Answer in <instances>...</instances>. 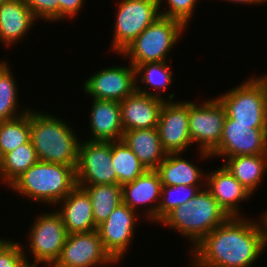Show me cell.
<instances>
[{
  "label": "cell",
  "mask_w": 267,
  "mask_h": 267,
  "mask_svg": "<svg viewBox=\"0 0 267 267\" xmlns=\"http://www.w3.org/2000/svg\"><path fill=\"white\" fill-rule=\"evenodd\" d=\"M76 167L38 161L8 188L24 199L55 208L77 185Z\"/></svg>",
  "instance_id": "3957f363"
},
{
  "label": "cell",
  "mask_w": 267,
  "mask_h": 267,
  "mask_svg": "<svg viewBox=\"0 0 267 267\" xmlns=\"http://www.w3.org/2000/svg\"><path fill=\"white\" fill-rule=\"evenodd\" d=\"M122 141L147 170H155L167 156L157 128L124 131Z\"/></svg>",
  "instance_id": "603a6c76"
},
{
  "label": "cell",
  "mask_w": 267,
  "mask_h": 267,
  "mask_svg": "<svg viewBox=\"0 0 267 267\" xmlns=\"http://www.w3.org/2000/svg\"><path fill=\"white\" fill-rule=\"evenodd\" d=\"M264 211H263V214L260 216V220H261L263 228H264V235H265L266 246H267V209Z\"/></svg>",
  "instance_id": "8d00e7d4"
},
{
  "label": "cell",
  "mask_w": 267,
  "mask_h": 267,
  "mask_svg": "<svg viewBox=\"0 0 267 267\" xmlns=\"http://www.w3.org/2000/svg\"><path fill=\"white\" fill-rule=\"evenodd\" d=\"M43 265L46 267H52V265L47 264V263H43ZM37 266H38V263H32L31 261L30 262L26 261L22 267H37Z\"/></svg>",
  "instance_id": "74e56055"
},
{
  "label": "cell",
  "mask_w": 267,
  "mask_h": 267,
  "mask_svg": "<svg viewBox=\"0 0 267 267\" xmlns=\"http://www.w3.org/2000/svg\"><path fill=\"white\" fill-rule=\"evenodd\" d=\"M187 27L179 20L160 16L137 36L120 55L134 67L147 62L172 61L169 53Z\"/></svg>",
  "instance_id": "5b68a950"
},
{
  "label": "cell",
  "mask_w": 267,
  "mask_h": 267,
  "mask_svg": "<svg viewBox=\"0 0 267 267\" xmlns=\"http://www.w3.org/2000/svg\"><path fill=\"white\" fill-rule=\"evenodd\" d=\"M30 140V110L17 118L0 122V159Z\"/></svg>",
  "instance_id": "f546056e"
},
{
  "label": "cell",
  "mask_w": 267,
  "mask_h": 267,
  "mask_svg": "<svg viewBox=\"0 0 267 267\" xmlns=\"http://www.w3.org/2000/svg\"><path fill=\"white\" fill-rule=\"evenodd\" d=\"M31 10L34 17L43 22L59 21V2L58 0H22Z\"/></svg>",
  "instance_id": "836d02e7"
},
{
  "label": "cell",
  "mask_w": 267,
  "mask_h": 267,
  "mask_svg": "<svg viewBox=\"0 0 267 267\" xmlns=\"http://www.w3.org/2000/svg\"><path fill=\"white\" fill-rule=\"evenodd\" d=\"M91 99L121 102L136 91L135 67L114 65L96 70L82 85Z\"/></svg>",
  "instance_id": "8fae6325"
},
{
  "label": "cell",
  "mask_w": 267,
  "mask_h": 267,
  "mask_svg": "<svg viewBox=\"0 0 267 267\" xmlns=\"http://www.w3.org/2000/svg\"><path fill=\"white\" fill-rule=\"evenodd\" d=\"M128 205L121 203L109 215L108 219L98 226L105 251L117 263L124 258L129 246H132L137 223L141 216ZM138 220V221H137Z\"/></svg>",
  "instance_id": "5bb4252c"
},
{
  "label": "cell",
  "mask_w": 267,
  "mask_h": 267,
  "mask_svg": "<svg viewBox=\"0 0 267 267\" xmlns=\"http://www.w3.org/2000/svg\"><path fill=\"white\" fill-rule=\"evenodd\" d=\"M117 263L105 251L98 230L68 234L52 267H106Z\"/></svg>",
  "instance_id": "4fadbf2b"
},
{
  "label": "cell",
  "mask_w": 267,
  "mask_h": 267,
  "mask_svg": "<svg viewBox=\"0 0 267 267\" xmlns=\"http://www.w3.org/2000/svg\"><path fill=\"white\" fill-rule=\"evenodd\" d=\"M111 161V142L81 140L76 167L77 185H118Z\"/></svg>",
  "instance_id": "30bf717a"
},
{
  "label": "cell",
  "mask_w": 267,
  "mask_h": 267,
  "mask_svg": "<svg viewBox=\"0 0 267 267\" xmlns=\"http://www.w3.org/2000/svg\"><path fill=\"white\" fill-rule=\"evenodd\" d=\"M220 1H228L230 3H234V4H244V5H251V6H254V5H263L265 3H267V0H220Z\"/></svg>",
  "instance_id": "d590c367"
},
{
  "label": "cell",
  "mask_w": 267,
  "mask_h": 267,
  "mask_svg": "<svg viewBox=\"0 0 267 267\" xmlns=\"http://www.w3.org/2000/svg\"><path fill=\"white\" fill-rule=\"evenodd\" d=\"M162 183L155 170H147L134 181L122 186L123 203L141 212L142 218L158 224V207Z\"/></svg>",
  "instance_id": "2e32d148"
},
{
  "label": "cell",
  "mask_w": 267,
  "mask_h": 267,
  "mask_svg": "<svg viewBox=\"0 0 267 267\" xmlns=\"http://www.w3.org/2000/svg\"><path fill=\"white\" fill-rule=\"evenodd\" d=\"M164 99L137 90L120 102L124 131L157 128Z\"/></svg>",
  "instance_id": "ac0fdd59"
},
{
  "label": "cell",
  "mask_w": 267,
  "mask_h": 267,
  "mask_svg": "<svg viewBox=\"0 0 267 267\" xmlns=\"http://www.w3.org/2000/svg\"><path fill=\"white\" fill-rule=\"evenodd\" d=\"M184 153H168L155 169L162 186H205L206 172L197 163L183 157Z\"/></svg>",
  "instance_id": "7402d4cb"
},
{
  "label": "cell",
  "mask_w": 267,
  "mask_h": 267,
  "mask_svg": "<svg viewBox=\"0 0 267 267\" xmlns=\"http://www.w3.org/2000/svg\"><path fill=\"white\" fill-rule=\"evenodd\" d=\"M157 129L167 154L184 153L191 149L189 100H165L161 107Z\"/></svg>",
  "instance_id": "9a60e30c"
},
{
  "label": "cell",
  "mask_w": 267,
  "mask_h": 267,
  "mask_svg": "<svg viewBox=\"0 0 267 267\" xmlns=\"http://www.w3.org/2000/svg\"><path fill=\"white\" fill-rule=\"evenodd\" d=\"M267 154V129L252 128V124L235 123L227 117L219 145L210 153L227 159L234 156Z\"/></svg>",
  "instance_id": "7c38bea8"
},
{
  "label": "cell",
  "mask_w": 267,
  "mask_h": 267,
  "mask_svg": "<svg viewBox=\"0 0 267 267\" xmlns=\"http://www.w3.org/2000/svg\"><path fill=\"white\" fill-rule=\"evenodd\" d=\"M39 21L22 0H9L0 6V43L6 48L21 43Z\"/></svg>",
  "instance_id": "44dd1931"
},
{
  "label": "cell",
  "mask_w": 267,
  "mask_h": 267,
  "mask_svg": "<svg viewBox=\"0 0 267 267\" xmlns=\"http://www.w3.org/2000/svg\"><path fill=\"white\" fill-rule=\"evenodd\" d=\"M49 211L41 212L34 219L27 234L29 247L22 244V248L30 251L29 254L34 259L32 263L53 266L61 255L68 233L61 215L54 208L52 212Z\"/></svg>",
  "instance_id": "9c48e42d"
},
{
  "label": "cell",
  "mask_w": 267,
  "mask_h": 267,
  "mask_svg": "<svg viewBox=\"0 0 267 267\" xmlns=\"http://www.w3.org/2000/svg\"><path fill=\"white\" fill-rule=\"evenodd\" d=\"M111 155V162L120 186L134 181L147 171L138 157L122 140L111 142Z\"/></svg>",
  "instance_id": "f1b7e54d"
},
{
  "label": "cell",
  "mask_w": 267,
  "mask_h": 267,
  "mask_svg": "<svg viewBox=\"0 0 267 267\" xmlns=\"http://www.w3.org/2000/svg\"><path fill=\"white\" fill-rule=\"evenodd\" d=\"M230 216L204 187L185 204L174 208L159 223L179 232L196 246L206 235L226 222Z\"/></svg>",
  "instance_id": "277c9868"
},
{
  "label": "cell",
  "mask_w": 267,
  "mask_h": 267,
  "mask_svg": "<svg viewBox=\"0 0 267 267\" xmlns=\"http://www.w3.org/2000/svg\"><path fill=\"white\" fill-rule=\"evenodd\" d=\"M58 2L60 21H65V19H74L77 15H79L78 12L82 11L81 9L86 3L85 0H58Z\"/></svg>",
  "instance_id": "e575fe53"
},
{
  "label": "cell",
  "mask_w": 267,
  "mask_h": 267,
  "mask_svg": "<svg viewBox=\"0 0 267 267\" xmlns=\"http://www.w3.org/2000/svg\"><path fill=\"white\" fill-rule=\"evenodd\" d=\"M205 187L230 217H244L240 204L252 194L223 165L206 172Z\"/></svg>",
  "instance_id": "e0dca14e"
},
{
  "label": "cell",
  "mask_w": 267,
  "mask_h": 267,
  "mask_svg": "<svg viewBox=\"0 0 267 267\" xmlns=\"http://www.w3.org/2000/svg\"><path fill=\"white\" fill-rule=\"evenodd\" d=\"M225 118L226 110L216 96L199 104L189 100L190 139L193 145L196 143L201 161L212 158L210 153L220 143Z\"/></svg>",
  "instance_id": "52a82bcc"
},
{
  "label": "cell",
  "mask_w": 267,
  "mask_h": 267,
  "mask_svg": "<svg viewBox=\"0 0 267 267\" xmlns=\"http://www.w3.org/2000/svg\"><path fill=\"white\" fill-rule=\"evenodd\" d=\"M10 65L7 60H0V122L17 118L30 110L28 106L19 105L20 90Z\"/></svg>",
  "instance_id": "484cf974"
},
{
  "label": "cell",
  "mask_w": 267,
  "mask_h": 267,
  "mask_svg": "<svg viewBox=\"0 0 267 267\" xmlns=\"http://www.w3.org/2000/svg\"><path fill=\"white\" fill-rule=\"evenodd\" d=\"M235 123L267 129V74L250 76L216 97Z\"/></svg>",
  "instance_id": "8992f818"
},
{
  "label": "cell",
  "mask_w": 267,
  "mask_h": 267,
  "mask_svg": "<svg viewBox=\"0 0 267 267\" xmlns=\"http://www.w3.org/2000/svg\"><path fill=\"white\" fill-rule=\"evenodd\" d=\"M205 186H162L158 207V223L174 208L188 202Z\"/></svg>",
  "instance_id": "4dcf8cb0"
},
{
  "label": "cell",
  "mask_w": 267,
  "mask_h": 267,
  "mask_svg": "<svg viewBox=\"0 0 267 267\" xmlns=\"http://www.w3.org/2000/svg\"><path fill=\"white\" fill-rule=\"evenodd\" d=\"M9 0H0V6L4 3V2H7Z\"/></svg>",
  "instance_id": "f35d334b"
},
{
  "label": "cell",
  "mask_w": 267,
  "mask_h": 267,
  "mask_svg": "<svg viewBox=\"0 0 267 267\" xmlns=\"http://www.w3.org/2000/svg\"><path fill=\"white\" fill-rule=\"evenodd\" d=\"M88 193L95 225L98 227L106 221L113 210L123 203L122 186L117 184H96L81 186Z\"/></svg>",
  "instance_id": "4316f807"
},
{
  "label": "cell",
  "mask_w": 267,
  "mask_h": 267,
  "mask_svg": "<svg viewBox=\"0 0 267 267\" xmlns=\"http://www.w3.org/2000/svg\"><path fill=\"white\" fill-rule=\"evenodd\" d=\"M116 10L109 49L116 54L161 16L157 0H119Z\"/></svg>",
  "instance_id": "ba28073f"
},
{
  "label": "cell",
  "mask_w": 267,
  "mask_h": 267,
  "mask_svg": "<svg viewBox=\"0 0 267 267\" xmlns=\"http://www.w3.org/2000/svg\"><path fill=\"white\" fill-rule=\"evenodd\" d=\"M91 102V109L88 112L91 136L86 140L101 142L122 140L124 128L120 102L98 99H92Z\"/></svg>",
  "instance_id": "d6986e66"
},
{
  "label": "cell",
  "mask_w": 267,
  "mask_h": 267,
  "mask_svg": "<svg viewBox=\"0 0 267 267\" xmlns=\"http://www.w3.org/2000/svg\"><path fill=\"white\" fill-rule=\"evenodd\" d=\"M27 252L19 241L3 238L0 241V267H22L31 260Z\"/></svg>",
  "instance_id": "d6a6232c"
},
{
  "label": "cell",
  "mask_w": 267,
  "mask_h": 267,
  "mask_svg": "<svg viewBox=\"0 0 267 267\" xmlns=\"http://www.w3.org/2000/svg\"><path fill=\"white\" fill-rule=\"evenodd\" d=\"M67 122L30 108V141L39 161L77 166L81 138Z\"/></svg>",
  "instance_id": "7a4b0ae2"
},
{
  "label": "cell",
  "mask_w": 267,
  "mask_h": 267,
  "mask_svg": "<svg viewBox=\"0 0 267 267\" xmlns=\"http://www.w3.org/2000/svg\"><path fill=\"white\" fill-rule=\"evenodd\" d=\"M222 161L227 171L254 196L267 173V154L234 156Z\"/></svg>",
  "instance_id": "d4e9b609"
},
{
  "label": "cell",
  "mask_w": 267,
  "mask_h": 267,
  "mask_svg": "<svg viewBox=\"0 0 267 267\" xmlns=\"http://www.w3.org/2000/svg\"><path fill=\"white\" fill-rule=\"evenodd\" d=\"M56 207L68 234L98 229L93 218L91 199L83 187L76 185Z\"/></svg>",
  "instance_id": "ffe728a7"
},
{
  "label": "cell",
  "mask_w": 267,
  "mask_h": 267,
  "mask_svg": "<svg viewBox=\"0 0 267 267\" xmlns=\"http://www.w3.org/2000/svg\"><path fill=\"white\" fill-rule=\"evenodd\" d=\"M31 141L20 145L0 159V184L9 187L18 177L38 162Z\"/></svg>",
  "instance_id": "83f0119b"
},
{
  "label": "cell",
  "mask_w": 267,
  "mask_h": 267,
  "mask_svg": "<svg viewBox=\"0 0 267 267\" xmlns=\"http://www.w3.org/2000/svg\"><path fill=\"white\" fill-rule=\"evenodd\" d=\"M198 1L200 0H157L161 16L179 20L186 27H189ZM166 5L168 6L167 8Z\"/></svg>",
  "instance_id": "1f68e13d"
},
{
  "label": "cell",
  "mask_w": 267,
  "mask_h": 267,
  "mask_svg": "<svg viewBox=\"0 0 267 267\" xmlns=\"http://www.w3.org/2000/svg\"><path fill=\"white\" fill-rule=\"evenodd\" d=\"M230 217L190 249V265L251 267L267 249L261 220ZM256 261V262H255ZM192 263V264H191Z\"/></svg>",
  "instance_id": "6da1fadb"
},
{
  "label": "cell",
  "mask_w": 267,
  "mask_h": 267,
  "mask_svg": "<svg viewBox=\"0 0 267 267\" xmlns=\"http://www.w3.org/2000/svg\"><path fill=\"white\" fill-rule=\"evenodd\" d=\"M170 66L171 61L147 62L136 66V90L164 100H175V92L169 93L166 96L167 98L163 96V92H168L171 83L175 81L173 80L174 73Z\"/></svg>",
  "instance_id": "cb8c5ba5"
}]
</instances>
